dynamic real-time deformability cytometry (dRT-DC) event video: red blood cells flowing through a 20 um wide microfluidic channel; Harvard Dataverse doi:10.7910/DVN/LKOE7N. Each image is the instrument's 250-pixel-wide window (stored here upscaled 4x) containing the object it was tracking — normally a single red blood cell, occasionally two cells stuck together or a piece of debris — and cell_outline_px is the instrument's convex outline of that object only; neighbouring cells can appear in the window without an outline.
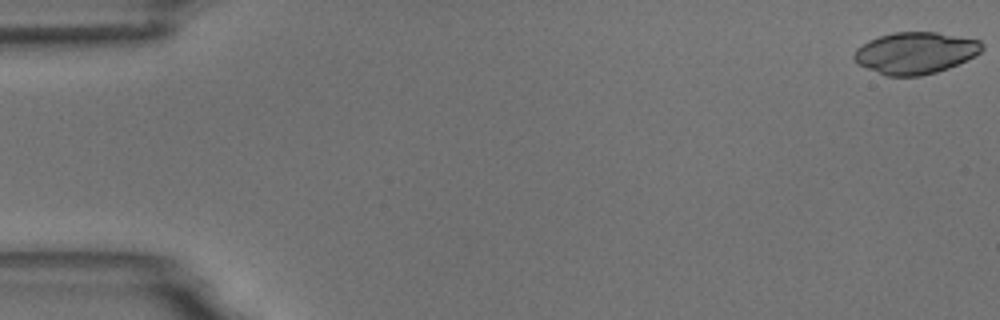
{"species": "common noctule bat (a hibernating species)", "species_latin": "Nyctalus noctula", "temperature_condition": "room temperature", "stored_images_in_passage": 6, "camera_frame_rate_fps": 3000, "um_per_image_px": 0.085, "animal": {"sex": "male", "body_mass_g": 18.8}, "frame": {"image": 1, "passage_image": 1, "time_ms": 0.0, "image_size_px": [1000, 320], "cell_outline_px": [[984, 48], [976, 56], [948, 68], [936, 72], [920, 76], [884, 76], [856, 64], [852, 56], [856, 48], [868, 40], [892, 32], [936, 32], [980, 40], [984, 44]], "centroid_in_image_um": [77.78, 4.5], "position_along_channel_um": 7.2, "area_um2": 31.44}}